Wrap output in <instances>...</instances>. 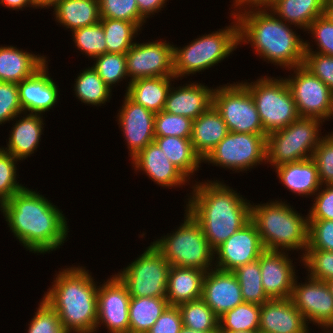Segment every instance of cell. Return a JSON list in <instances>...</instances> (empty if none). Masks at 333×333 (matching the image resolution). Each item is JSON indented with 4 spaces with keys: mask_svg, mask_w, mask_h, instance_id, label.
<instances>
[{
    "mask_svg": "<svg viewBox=\"0 0 333 333\" xmlns=\"http://www.w3.org/2000/svg\"><path fill=\"white\" fill-rule=\"evenodd\" d=\"M290 298L270 299L261 305L259 332L312 333ZM315 333V332H314Z\"/></svg>",
    "mask_w": 333,
    "mask_h": 333,
    "instance_id": "obj_25",
    "label": "cell"
},
{
    "mask_svg": "<svg viewBox=\"0 0 333 333\" xmlns=\"http://www.w3.org/2000/svg\"><path fill=\"white\" fill-rule=\"evenodd\" d=\"M146 41L143 40V43L136 41L126 52L128 84L140 78L175 77L173 72L174 43L163 38L151 39V41L147 39Z\"/></svg>",
    "mask_w": 333,
    "mask_h": 333,
    "instance_id": "obj_14",
    "label": "cell"
},
{
    "mask_svg": "<svg viewBox=\"0 0 333 333\" xmlns=\"http://www.w3.org/2000/svg\"><path fill=\"white\" fill-rule=\"evenodd\" d=\"M18 163L21 162L0 147V193L6 199L26 187L18 180Z\"/></svg>",
    "mask_w": 333,
    "mask_h": 333,
    "instance_id": "obj_46",
    "label": "cell"
},
{
    "mask_svg": "<svg viewBox=\"0 0 333 333\" xmlns=\"http://www.w3.org/2000/svg\"><path fill=\"white\" fill-rule=\"evenodd\" d=\"M290 254V255H289ZM290 252L265 250L259 256L262 286L270 299L290 298L297 267Z\"/></svg>",
    "mask_w": 333,
    "mask_h": 333,
    "instance_id": "obj_19",
    "label": "cell"
},
{
    "mask_svg": "<svg viewBox=\"0 0 333 333\" xmlns=\"http://www.w3.org/2000/svg\"><path fill=\"white\" fill-rule=\"evenodd\" d=\"M308 247L333 251V220H308Z\"/></svg>",
    "mask_w": 333,
    "mask_h": 333,
    "instance_id": "obj_50",
    "label": "cell"
},
{
    "mask_svg": "<svg viewBox=\"0 0 333 333\" xmlns=\"http://www.w3.org/2000/svg\"><path fill=\"white\" fill-rule=\"evenodd\" d=\"M308 220H333V184H324L311 198Z\"/></svg>",
    "mask_w": 333,
    "mask_h": 333,
    "instance_id": "obj_51",
    "label": "cell"
},
{
    "mask_svg": "<svg viewBox=\"0 0 333 333\" xmlns=\"http://www.w3.org/2000/svg\"><path fill=\"white\" fill-rule=\"evenodd\" d=\"M274 171L279 183L296 196L310 199L322 186L318 167L312 158L281 164Z\"/></svg>",
    "mask_w": 333,
    "mask_h": 333,
    "instance_id": "obj_27",
    "label": "cell"
},
{
    "mask_svg": "<svg viewBox=\"0 0 333 333\" xmlns=\"http://www.w3.org/2000/svg\"><path fill=\"white\" fill-rule=\"evenodd\" d=\"M48 62L50 60L31 77L17 84L20 103L25 113L45 115V112L53 110L60 100V88L48 71Z\"/></svg>",
    "mask_w": 333,
    "mask_h": 333,
    "instance_id": "obj_21",
    "label": "cell"
},
{
    "mask_svg": "<svg viewBox=\"0 0 333 333\" xmlns=\"http://www.w3.org/2000/svg\"><path fill=\"white\" fill-rule=\"evenodd\" d=\"M275 0H233L230 14L237 15L240 12H243L248 9H266L268 8Z\"/></svg>",
    "mask_w": 333,
    "mask_h": 333,
    "instance_id": "obj_55",
    "label": "cell"
},
{
    "mask_svg": "<svg viewBox=\"0 0 333 333\" xmlns=\"http://www.w3.org/2000/svg\"><path fill=\"white\" fill-rule=\"evenodd\" d=\"M232 272L238 279L244 302L262 305L270 300L262 286L258 259L245 265H241Z\"/></svg>",
    "mask_w": 333,
    "mask_h": 333,
    "instance_id": "obj_39",
    "label": "cell"
},
{
    "mask_svg": "<svg viewBox=\"0 0 333 333\" xmlns=\"http://www.w3.org/2000/svg\"><path fill=\"white\" fill-rule=\"evenodd\" d=\"M51 11L57 25L71 32L100 22L98 0H61Z\"/></svg>",
    "mask_w": 333,
    "mask_h": 333,
    "instance_id": "obj_30",
    "label": "cell"
},
{
    "mask_svg": "<svg viewBox=\"0 0 333 333\" xmlns=\"http://www.w3.org/2000/svg\"><path fill=\"white\" fill-rule=\"evenodd\" d=\"M23 113L17 83L0 82V125L9 123Z\"/></svg>",
    "mask_w": 333,
    "mask_h": 333,
    "instance_id": "obj_49",
    "label": "cell"
},
{
    "mask_svg": "<svg viewBox=\"0 0 333 333\" xmlns=\"http://www.w3.org/2000/svg\"><path fill=\"white\" fill-rule=\"evenodd\" d=\"M305 34L313 39L311 41L316 46L314 49L313 43L305 39V52L333 56V24L323 15L311 22Z\"/></svg>",
    "mask_w": 333,
    "mask_h": 333,
    "instance_id": "obj_42",
    "label": "cell"
},
{
    "mask_svg": "<svg viewBox=\"0 0 333 333\" xmlns=\"http://www.w3.org/2000/svg\"><path fill=\"white\" fill-rule=\"evenodd\" d=\"M228 129L219 112L211 105L193 120L191 142L202 160L228 134Z\"/></svg>",
    "mask_w": 333,
    "mask_h": 333,
    "instance_id": "obj_29",
    "label": "cell"
},
{
    "mask_svg": "<svg viewBox=\"0 0 333 333\" xmlns=\"http://www.w3.org/2000/svg\"><path fill=\"white\" fill-rule=\"evenodd\" d=\"M303 66L325 83L333 92V56L305 52Z\"/></svg>",
    "mask_w": 333,
    "mask_h": 333,
    "instance_id": "obj_52",
    "label": "cell"
},
{
    "mask_svg": "<svg viewBox=\"0 0 333 333\" xmlns=\"http://www.w3.org/2000/svg\"><path fill=\"white\" fill-rule=\"evenodd\" d=\"M71 34L73 46L86 58L92 60L101 54L107 53L104 28L100 22L76 29Z\"/></svg>",
    "mask_w": 333,
    "mask_h": 333,
    "instance_id": "obj_41",
    "label": "cell"
},
{
    "mask_svg": "<svg viewBox=\"0 0 333 333\" xmlns=\"http://www.w3.org/2000/svg\"><path fill=\"white\" fill-rule=\"evenodd\" d=\"M183 326L199 332H219V317L202 298L178 305Z\"/></svg>",
    "mask_w": 333,
    "mask_h": 333,
    "instance_id": "obj_37",
    "label": "cell"
},
{
    "mask_svg": "<svg viewBox=\"0 0 333 333\" xmlns=\"http://www.w3.org/2000/svg\"><path fill=\"white\" fill-rule=\"evenodd\" d=\"M183 328L178 306H168L147 333H180Z\"/></svg>",
    "mask_w": 333,
    "mask_h": 333,
    "instance_id": "obj_53",
    "label": "cell"
},
{
    "mask_svg": "<svg viewBox=\"0 0 333 333\" xmlns=\"http://www.w3.org/2000/svg\"><path fill=\"white\" fill-rule=\"evenodd\" d=\"M186 82L176 87L172 84L163 111L195 120L212 105L214 88L199 81Z\"/></svg>",
    "mask_w": 333,
    "mask_h": 333,
    "instance_id": "obj_24",
    "label": "cell"
},
{
    "mask_svg": "<svg viewBox=\"0 0 333 333\" xmlns=\"http://www.w3.org/2000/svg\"><path fill=\"white\" fill-rule=\"evenodd\" d=\"M229 16V25L208 34L197 35L185 46L174 45L173 72L176 79L182 80L214 68L239 48V23L235 15Z\"/></svg>",
    "mask_w": 333,
    "mask_h": 333,
    "instance_id": "obj_6",
    "label": "cell"
},
{
    "mask_svg": "<svg viewBox=\"0 0 333 333\" xmlns=\"http://www.w3.org/2000/svg\"><path fill=\"white\" fill-rule=\"evenodd\" d=\"M41 53H33L14 45H0V82L20 83L31 77L47 61Z\"/></svg>",
    "mask_w": 333,
    "mask_h": 333,
    "instance_id": "obj_26",
    "label": "cell"
},
{
    "mask_svg": "<svg viewBox=\"0 0 333 333\" xmlns=\"http://www.w3.org/2000/svg\"><path fill=\"white\" fill-rule=\"evenodd\" d=\"M302 265L311 278L327 282L333 278V251L307 249Z\"/></svg>",
    "mask_w": 333,
    "mask_h": 333,
    "instance_id": "obj_45",
    "label": "cell"
},
{
    "mask_svg": "<svg viewBox=\"0 0 333 333\" xmlns=\"http://www.w3.org/2000/svg\"><path fill=\"white\" fill-rule=\"evenodd\" d=\"M264 251L257 227L250 220L214 251V268L234 271L241 265L259 259Z\"/></svg>",
    "mask_w": 333,
    "mask_h": 333,
    "instance_id": "obj_18",
    "label": "cell"
},
{
    "mask_svg": "<svg viewBox=\"0 0 333 333\" xmlns=\"http://www.w3.org/2000/svg\"><path fill=\"white\" fill-rule=\"evenodd\" d=\"M0 6L12 11H23V9L29 10L31 8L38 9L34 0H0ZM28 7L29 9H27Z\"/></svg>",
    "mask_w": 333,
    "mask_h": 333,
    "instance_id": "obj_56",
    "label": "cell"
},
{
    "mask_svg": "<svg viewBox=\"0 0 333 333\" xmlns=\"http://www.w3.org/2000/svg\"><path fill=\"white\" fill-rule=\"evenodd\" d=\"M262 203L251 201V220L257 227L265 250L296 251L301 264L308 247V215L299 213L287 199L282 201L276 198L275 201L271 199Z\"/></svg>",
    "mask_w": 333,
    "mask_h": 333,
    "instance_id": "obj_5",
    "label": "cell"
},
{
    "mask_svg": "<svg viewBox=\"0 0 333 333\" xmlns=\"http://www.w3.org/2000/svg\"><path fill=\"white\" fill-rule=\"evenodd\" d=\"M323 16L333 24V1L325 0Z\"/></svg>",
    "mask_w": 333,
    "mask_h": 333,
    "instance_id": "obj_57",
    "label": "cell"
},
{
    "mask_svg": "<svg viewBox=\"0 0 333 333\" xmlns=\"http://www.w3.org/2000/svg\"><path fill=\"white\" fill-rule=\"evenodd\" d=\"M168 306L164 297H131L129 333H147Z\"/></svg>",
    "mask_w": 333,
    "mask_h": 333,
    "instance_id": "obj_35",
    "label": "cell"
},
{
    "mask_svg": "<svg viewBox=\"0 0 333 333\" xmlns=\"http://www.w3.org/2000/svg\"><path fill=\"white\" fill-rule=\"evenodd\" d=\"M236 18L240 47L250 44L252 53L263 62L286 71L303 65L305 39L298 34V27L277 18L268 8L248 9L238 13Z\"/></svg>",
    "mask_w": 333,
    "mask_h": 333,
    "instance_id": "obj_3",
    "label": "cell"
},
{
    "mask_svg": "<svg viewBox=\"0 0 333 333\" xmlns=\"http://www.w3.org/2000/svg\"><path fill=\"white\" fill-rule=\"evenodd\" d=\"M144 249L115 274L127 286L131 297L166 298L170 263L152 243Z\"/></svg>",
    "mask_w": 333,
    "mask_h": 333,
    "instance_id": "obj_11",
    "label": "cell"
},
{
    "mask_svg": "<svg viewBox=\"0 0 333 333\" xmlns=\"http://www.w3.org/2000/svg\"><path fill=\"white\" fill-rule=\"evenodd\" d=\"M100 18L135 23L142 31L147 21L140 15L136 0H98ZM143 26V27H142Z\"/></svg>",
    "mask_w": 333,
    "mask_h": 333,
    "instance_id": "obj_43",
    "label": "cell"
},
{
    "mask_svg": "<svg viewBox=\"0 0 333 333\" xmlns=\"http://www.w3.org/2000/svg\"><path fill=\"white\" fill-rule=\"evenodd\" d=\"M39 192L26 186L7 199L1 214L26 251L44 256L60 249L70 230L65 213Z\"/></svg>",
    "mask_w": 333,
    "mask_h": 333,
    "instance_id": "obj_1",
    "label": "cell"
},
{
    "mask_svg": "<svg viewBox=\"0 0 333 333\" xmlns=\"http://www.w3.org/2000/svg\"><path fill=\"white\" fill-rule=\"evenodd\" d=\"M54 277L42 297L58 314L65 332L95 333L98 281L92 272L72 264L59 268Z\"/></svg>",
    "mask_w": 333,
    "mask_h": 333,
    "instance_id": "obj_4",
    "label": "cell"
},
{
    "mask_svg": "<svg viewBox=\"0 0 333 333\" xmlns=\"http://www.w3.org/2000/svg\"><path fill=\"white\" fill-rule=\"evenodd\" d=\"M197 180V181H196ZM187 193L185 208L201 225L215 251L231 235L251 220V200L224 180H194Z\"/></svg>",
    "mask_w": 333,
    "mask_h": 333,
    "instance_id": "obj_2",
    "label": "cell"
},
{
    "mask_svg": "<svg viewBox=\"0 0 333 333\" xmlns=\"http://www.w3.org/2000/svg\"><path fill=\"white\" fill-rule=\"evenodd\" d=\"M322 332L319 333H333V327H327V328H323L322 330H320ZM318 333V332H317Z\"/></svg>",
    "mask_w": 333,
    "mask_h": 333,
    "instance_id": "obj_61",
    "label": "cell"
},
{
    "mask_svg": "<svg viewBox=\"0 0 333 333\" xmlns=\"http://www.w3.org/2000/svg\"><path fill=\"white\" fill-rule=\"evenodd\" d=\"M134 173H142L163 189L185 188L194 182L189 180L152 142L131 159ZM142 171V172H141ZM192 182V183H191ZM188 184V185H187Z\"/></svg>",
    "mask_w": 333,
    "mask_h": 333,
    "instance_id": "obj_20",
    "label": "cell"
},
{
    "mask_svg": "<svg viewBox=\"0 0 333 333\" xmlns=\"http://www.w3.org/2000/svg\"><path fill=\"white\" fill-rule=\"evenodd\" d=\"M285 77L300 117L331 120L333 92L303 65L288 69ZM293 72V73H292ZM330 119V120H329Z\"/></svg>",
    "mask_w": 333,
    "mask_h": 333,
    "instance_id": "obj_13",
    "label": "cell"
},
{
    "mask_svg": "<svg viewBox=\"0 0 333 333\" xmlns=\"http://www.w3.org/2000/svg\"><path fill=\"white\" fill-rule=\"evenodd\" d=\"M154 142L189 180L194 179L203 160L194 150L190 138L155 136Z\"/></svg>",
    "mask_w": 333,
    "mask_h": 333,
    "instance_id": "obj_33",
    "label": "cell"
},
{
    "mask_svg": "<svg viewBox=\"0 0 333 333\" xmlns=\"http://www.w3.org/2000/svg\"><path fill=\"white\" fill-rule=\"evenodd\" d=\"M180 333H219V332H199V331H194L192 329H189V328H186L183 326Z\"/></svg>",
    "mask_w": 333,
    "mask_h": 333,
    "instance_id": "obj_59",
    "label": "cell"
},
{
    "mask_svg": "<svg viewBox=\"0 0 333 333\" xmlns=\"http://www.w3.org/2000/svg\"><path fill=\"white\" fill-rule=\"evenodd\" d=\"M177 81L179 80L175 77L140 78L130 82L125 94L135 103L156 114L164 109L169 90Z\"/></svg>",
    "mask_w": 333,
    "mask_h": 333,
    "instance_id": "obj_31",
    "label": "cell"
},
{
    "mask_svg": "<svg viewBox=\"0 0 333 333\" xmlns=\"http://www.w3.org/2000/svg\"><path fill=\"white\" fill-rule=\"evenodd\" d=\"M266 134L236 133L228 134L206 156L203 163L247 173L251 169L266 164ZM251 168V169H250Z\"/></svg>",
    "mask_w": 333,
    "mask_h": 333,
    "instance_id": "obj_10",
    "label": "cell"
},
{
    "mask_svg": "<svg viewBox=\"0 0 333 333\" xmlns=\"http://www.w3.org/2000/svg\"><path fill=\"white\" fill-rule=\"evenodd\" d=\"M327 284L329 285V288H330V290H331V292H332V295H333V278L330 279V280H328V281H327Z\"/></svg>",
    "mask_w": 333,
    "mask_h": 333,
    "instance_id": "obj_63",
    "label": "cell"
},
{
    "mask_svg": "<svg viewBox=\"0 0 333 333\" xmlns=\"http://www.w3.org/2000/svg\"><path fill=\"white\" fill-rule=\"evenodd\" d=\"M318 118L299 117L283 130L266 137V165L272 169L291 162L312 158L322 140V126Z\"/></svg>",
    "mask_w": 333,
    "mask_h": 333,
    "instance_id": "obj_9",
    "label": "cell"
},
{
    "mask_svg": "<svg viewBox=\"0 0 333 333\" xmlns=\"http://www.w3.org/2000/svg\"><path fill=\"white\" fill-rule=\"evenodd\" d=\"M202 299L218 317L244 302L236 275L216 268L205 273Z\"/></svg>",
    "mask_w": 333,
    "mask_h": 333,
    "instance_id": "obj_22",
    "label": "cell"
},
{
    "mask_svg": "<svg viewBox=\"0 0 333 333\" xmlns=\"http://www.w3.org/2000/svg\"><path fill=\"white\" fill-rule=\"evenodd\" d=\"M327 133L323 135L312 155L322 185L333 184V131Z\"/></svg>",
    "mask_w": 333,
    "mask_h": 333,
    "instance_id": "obj_48",
    "label": "cell"
},
{
    "mask_svg": "<svg viewBox=\"0 0 333 333\" xmlns=\"http://www.w3.org/2000/svg\"><path fill=\"white\" fill-rule=\"evenodd\" d=\"M325 0H275L268 9L287 24L305 32L311 22L323 15Z\"/></svg>",
    "mask_w": 333,
    "mask_h": 333,
    "instance_id": "obj_32",
    "label": "cell"
},
{
    "mask_svg": "<svg viewBox=\"0 0 333 333\" xmlns=\"http://www.w3.org/2000/svg\"><path fill=\"white\" fill-rule=\"evenodd\" d=\"M7 202V199L0 193V211L2 213V210Z\"/></svg>",
    "mask_w": 333,
    "mask_h": 333,
    "instance_id": "obj_60",
    "label": "cell"
},
{
    "mask_svg": "<svg viewBox=\"0 0 333 333\" xmlns=\"http://www.w3.org/2000/svg\"><path fill=\"white\" fill-rule=\"evenodd\" d=\"M184 220L173 231L151 243L170 266L197 268L207 272L214 268V250L208 243L201 225L185 209Z\"/></svg>",
    "mask_w": 333,
    "mask_h": 333,
    "instance_id": "obj_7",
    "label": "cell"
},
{
    "mask_svg": "<svg viewBox=\"0 0 333 333\" xmlns=\"http://www.w3.org/2000/svg\"><path fill=\"white\" fill-rule=\"evenodd\" d=\"M93 61V65L90 66L112 90H114L113 87L120 85L125 80L126 90L124 91L126 93L129 86L127 84L129 77L126 71V53H104L93 58Z\"/></svg>",
    "mask_w": 333,
    "mask_h": 333,
    "instance_id": "obj_40",
    "label": "cell"
},
{
    "mask_svg": "<svg viewBox=\"0 0 333 333\" xmlns=\"http://www.w3.org/2000/svg\"><path fill=\"white\" fill-rule=\"evenodd\" d=\"M45 116L33 113H20L12 121L13 126L6 139V147L0 146L20 162L37 152L41 144V135H44ZM45 124V125H44ZM8 140V141H7Z\"/></svg>",
    "mask_w": 333,
    "mask_h": 333,
    "instance_id": "obj_23",
    "label": "cell"
},
{
    "mask_svg": "<svg viewBox=\"0 0 333 333\" xmlns=\"http://www.w3.org/2000/svg\"><path fill=\"white\" fill-rule=\"evenodd\" d=\"M260 77V78H259ZM241 82L253 97L266 136L283 130L300 117L285 78L268 74Z\"/></svg>",
    "mask_w": 333,
    "mask_h": 333,
    "instance_id": "obj_8",
    "label": "cell"
},
{
    "mask_svg": "<svg viewBox=\"0 0 333 333\" xmlns=\"http://www.w3.org/2000/svg\"><path fill=\"white\" fill-rule=\"evenodd\" d=\"M261 305L243 302L219 317V332L258 331Z\"/></svg>",
    "mask_w": 333,
    "mask_h": 333,
    "instance_id": "obj_38",
    "label": "cell"
},
{
    "mask_svg": "<svg viewBox=\"0 0 333 333\" xmlns=\"http://www.w3.org/2000/svg\"><path fill=\"white\" fill-rule=\"evenodd\" d=\"M212 105L230 132L266 134L255 102L242 82L214 87Z\"/></svg>",
    "mask_w": 333,
    "mask_h": 333,
    "instance_id": "obj_12",
    "label": "cell"
},
{
    "mask_svg": "<svg viewBox=\"0 0 333 333\" xmlns=\"http://www.w3.org/2000/svg\"><path fill=\"white\" fill-rule=\"evenodd\" d=\"M192 125L191 118L170 114L162 110L155 114L154 133L155 136L191 138Z\"/></svg>",
    "mask_w": 333,
    "mask_h": 333,
    "instance_id": "obj_44",
    "label": "cell"
},
{
    "mask_svg": "<svg viewBox=\"0 0 333 333\" xmlns=\"http://www.w3.org/2000/svg\"><path fill=\"white\" fill-rule=\"evenodd\" d=\"M35 311L26 333H66L58 314L46 300L41 298Z\"/></svg>",
    "mask_w": 333,
    "mask_h": 333,
    "instance_id": "obj_47",
    "label": "cell"
},
{
    "mask_svg": "<svg viewBox=\"0 0 333 333\" xmlns=\"http://www.w3.org/2000/svg\"><path fill=\"white\" fill-rule=\"evenodd\" d=\"M38 9H51L61 0H34Z\"/></svg>",
    "mask_w": 333,
    "mask_h": 333,
    "instance_id": "obj_58",
    "label": "cell"
},
{
    "mask_svg": "<svg viewBox=\"0 0 333 333\" xmlns=\"http://www.w3.org/2000/svg\"><path fill=\"white\" fill-rule=\"evenodd\" d=\"M122 106L117 110L115 121L126 143L129 160L137 155L148 144L154 142L155 113L135 103L126 94Z\"/></svg>",
    "mask_w": 333,
    "mask_h": 333,
    "instance_id": "obj_17",
    "label": "cell"
},
{
    "mask_svg": "<svg viewBox=\"0 0 333 333\" xmlns=\"http://www.w3.org/2000/svg\"><path fill=\"white\" fill-rule=\"evenodd\" d=\"M77 74L72 89L75 95L73 97H76L77 101L93 107H101L110 102L114 91L104 83L92 66Z\"/></svg>",
    "mask_w": 333,
    "mask_h": 333,
    "instance_id": "obj_34",
    "label": "cell"
},
{
    "mask_svg": "<svg viewBox=\"0 0 333 333\" xmlns=\"http://www.w3.org/2000/svg\"><path fill=\"white\" fill-rule=\"evenodd\" d=\"M130 299L127 286L115 273L98 282L95 333L103 326L107 333H129Z\"/></svg>",
    "mask_w": 333,
    "mask_h": 333,
    "instance_id": "obj_15",
    "label": "cell"
},
{
    "mask_svg": "<svg viewBox=\"0 0 333 333\" xmlns=\"http://www.w3.org/2000/svg\"><path fill=\"white\" fill-rule=\"evenodd\" d=\"M219 333H257V331H234V332H219Z\"/></svg>",
    "mask_w": 333,
    "mask_h": 333,
    "instance_id": "obj_62",
    "label": "cell"
},
{
    "mask_svg": "<svg viewBox=\"0 0 333 333\" xmlns=\"http://www.w3.org/2000/svg\"><path fill=\"white\" fill-rule=\"evenodd\" d=\"M205 271L171 266L168 272L166 299L169 306L202 298Z\"/></svg>",
    "mask_w": 333,
    "mask_h": 333,
    "instance_id": "obj_28",
    "label": "cell"
},
{
    "mask_svg": "<svg viewBox=\"0 0 333 333\" xmlns=\"http://www.w3.org/2000/svg\"><path fill=\"white\" fill-rule=\"evenodd\" d=\"M167 2H169V0H136L139 13L146 21H148L150 17H154L153 15H155V13L158 15V12L162 11L164 7H167Z\"/></svg>",
    "mask_w": 333,
    "mask_h": 333,
    "instance_id": "obj_54",
    "label": "cell"
},
{
    "mask_svg": "<svg viewBox=\"0 0 333 333\" xmlns=\"http://www.w3.org/2000/svg\"><path fill=\"white\" fill-rule=\"evenodd\" d=\"M305 275L303 282H298L296 276L290 299L310 328V324L319 330L333 327V295L329 285Z\"/></svg>",
    "mask_w": 333,
    "mask_h": 333,
    "instance_id": "obj_16",
    "label": "cell"
},
{
    "mask_svg": "<svg viewBox=\"0 0 333 333\" xmlns=\"http://www.w3.org/2000/svg\"><path fill=\"white\" fill-rule=\"evenodd\" d=\"M104 28L107 53H126L142 30L133 22L100 18Z\"/></svg>",
    "mask_w": 333,
    "mask_h": 333,
    "instance_id": "obj_36",
    "label": "cell"
}]
</instances>
